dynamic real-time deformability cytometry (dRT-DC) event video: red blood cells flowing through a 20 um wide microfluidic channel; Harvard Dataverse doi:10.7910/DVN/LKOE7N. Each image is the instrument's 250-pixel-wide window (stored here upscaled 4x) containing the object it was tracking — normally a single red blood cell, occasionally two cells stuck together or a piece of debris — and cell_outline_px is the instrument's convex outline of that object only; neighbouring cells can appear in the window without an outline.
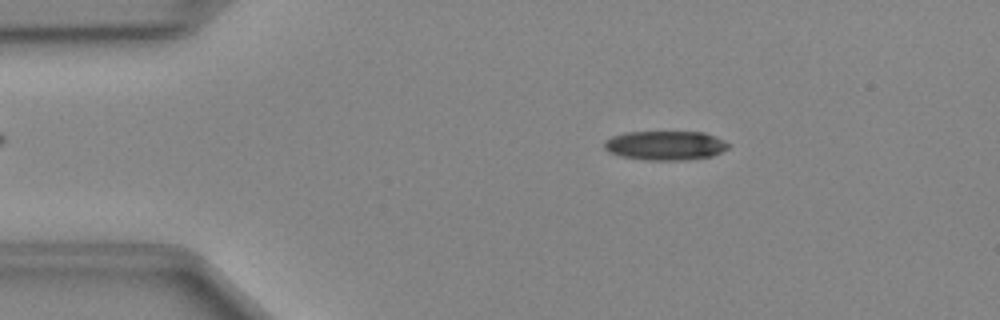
{"species": "Egyptian fruit bat (a non-hibernating species)", "species_latin": "Rousettus aegyptiacus", "temperature_condition": "cold", "stored_images_in_passage": 46, "camera_frame_rate_fps": 3000, "um_per_image_px": 0.085, "animal": {"sex": "female"}, "frame": {"image": 1, "passage_image": 7, "time_ms": 2.0, "image_size_px": [1000, 320], "cell_outline_px": [[732, 144], [728, 148], [712, 156], [688, 160], [644, 160], [620, 156], [608, 152], [604, 148], [604, 140], [612, 136], [624, 132], [704, 132], [716, 136]], "centroid_in_image_um": [56.55, 12.36], "position_along_channel_um": 28.4, "area_um2": 21.44}}
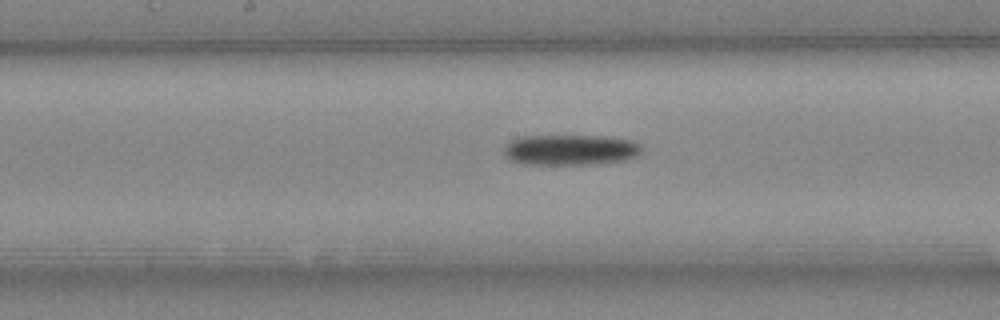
{"frame": {"image": 2, "passage_image": 23, "time_ms": 7.333, "image_size_px": [1000, 320], "cell_outline_px": [[644, 148], [636, 156], [628, 160], [584, 164], [528, 164], [512, 160], [504, 156], [504, 144], [520, 136], [604, 136], [632, 140], [640, 144]], "centroid_in_image_um": [48.49, 12.73], "position_along_channel_um": 199.7, "area_um2": 24.57}}
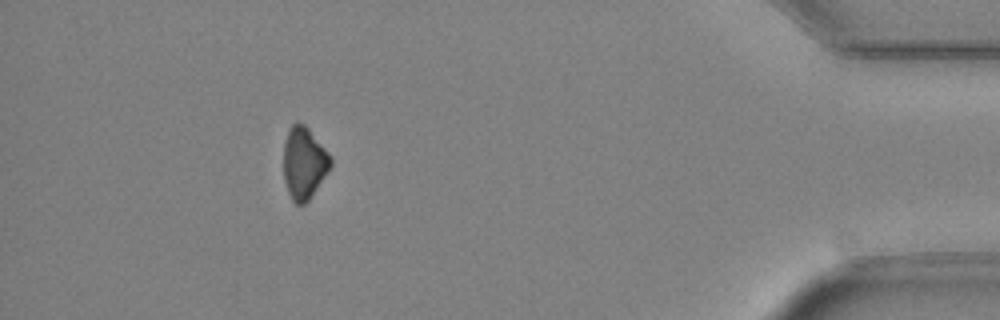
{"frame": {"image": 3, "passage_image": 42, "time_ms": 13.667, "image_size_px": [1000, 320], "cell_outline_px": [[332, 164], [328, 172], [308, 200], [304, 204], [296, 204], [292, 200], [288, 192], [284, 180], [284, 144], [288, 132], [292, 124], [304, 124], [308, 128], [332, 156]], "centroid_in_image_um": [25.85, 13.87], "position_along_channel_um": 409.3, "area_um2": 19.54}}